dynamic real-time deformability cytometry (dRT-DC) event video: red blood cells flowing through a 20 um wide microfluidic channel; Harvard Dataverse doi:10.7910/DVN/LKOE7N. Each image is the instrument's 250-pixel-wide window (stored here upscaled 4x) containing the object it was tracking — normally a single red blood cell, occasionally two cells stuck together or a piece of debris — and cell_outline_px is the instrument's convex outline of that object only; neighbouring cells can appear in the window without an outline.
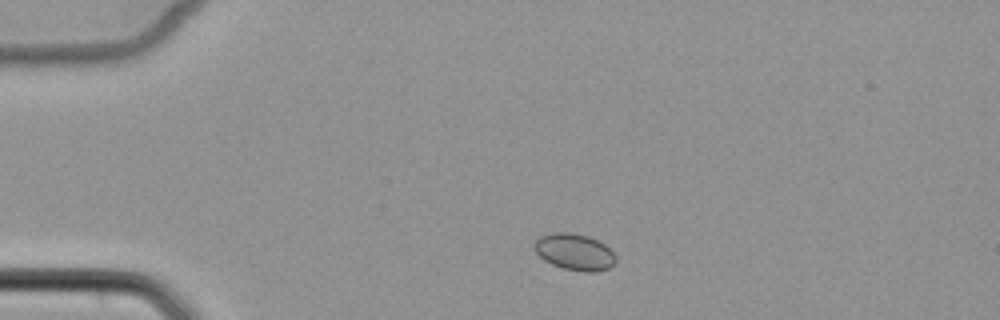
{"species": "common noctule bat (a hibernating species)", "species_latin": "Nyctalus noctula", "temperature_condition": "cold", "stored_images_in_passage": 3, "camera_frame_rate_fps": 3000, "um_per_image_px": 0.085, "animal": {"sex": "female", "body_mass_g": 22.7, "forearm_length_mm": 54.2}, "frame": {"image": 1, "passage_image": 2, "time_ms": 1.0, "image_size_px": [1000, 320], "cell_outline_px": [[616, 264], [608, 268], [596, 272], [584, 272], [564, 268], [552, 264], [544, 260], [536, 252], [532, 244], [540, 236], [552, 232], [572, 232], [588, 236], [604, 244], [616, 256]], "centroid_in_image_um": [48.83, 21.41], "position_along_channel_um": 36.2, "area_um2": 17.4}}